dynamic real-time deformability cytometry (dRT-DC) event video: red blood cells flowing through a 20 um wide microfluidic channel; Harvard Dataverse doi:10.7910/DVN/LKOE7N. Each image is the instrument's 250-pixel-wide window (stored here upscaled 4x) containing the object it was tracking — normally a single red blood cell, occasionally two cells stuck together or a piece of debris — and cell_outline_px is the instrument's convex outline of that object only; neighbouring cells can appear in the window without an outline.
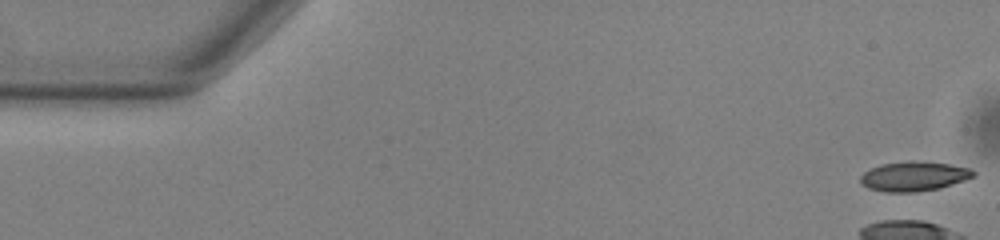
{"species": "common noctule bat (a hibernating species)", "species_latin": "Nyctalus noctula", "temperature_condition": "warm", "stored_images_in_passage": 5, "camera_frame_rate_fps": 3000, "um_per_image_px": 0.085, "animal": {"sex": "male", "body_mass_g": 13.0, "forearm_length_mm": 53.1}, "frame": {"image": 1, "passage_image": 1, "time_ms": 0.0, "image_size_px": [1000, 240], "cell_outline_px": [[976, 176], [940, 188], [916, 192], [884, 192], [868, 188], [860, 184], [860, 176], [864, 172], [880, 164], [908, 160], [912, 160], [948, 164], [968, 168], [976, 172]], "centroid_in_image_um": [77.65, 14.98], "position_along_channel_um": 7.3, "area_um2": 19.59}}